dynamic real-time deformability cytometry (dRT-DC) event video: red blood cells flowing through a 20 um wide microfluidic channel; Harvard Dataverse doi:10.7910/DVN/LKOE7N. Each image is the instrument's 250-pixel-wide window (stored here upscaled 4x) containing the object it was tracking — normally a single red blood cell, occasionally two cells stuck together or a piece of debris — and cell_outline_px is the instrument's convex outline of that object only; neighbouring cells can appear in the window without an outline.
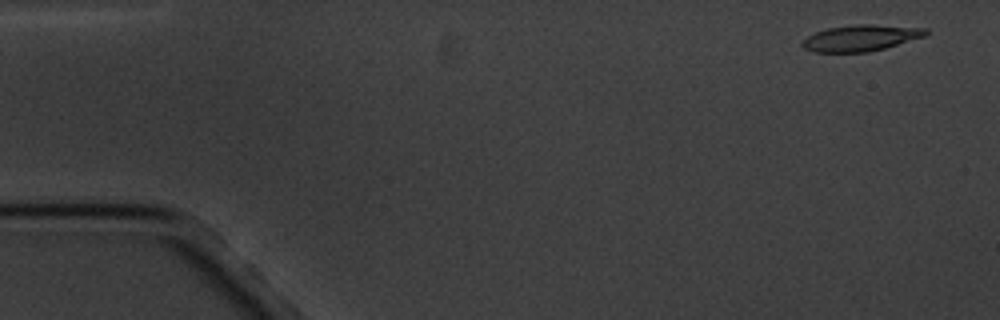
{"species": "common noctule bat (a hibernating species)", "species_latin": "Nyctalus noctula", "temperature_condition": "cold", "stored_images_in_passage": 4, "camera_frame_rate_fps": 3000, "um_per_image_px": 0.085, "animal": {"sex": "male", "body_mass_g": 20.1, "forearm_length_mm": 53.5}, "frame": {"image": 1, "passage_image": 1, "time_ms": 0.0, "image_size_px": [1000, 320], "cell_outline_px": [[928, 36], [884, 48], [868, 52], [812, 52], [804, 48], [800, 44], [808, 36], [816, 32], [828, 28], [856, 24], [872, 24], [928, 28]], "centroid_in_image_um": [73.21, 3.22], "position_along_channel_um": 11.8, "area_um2": 18.96}}
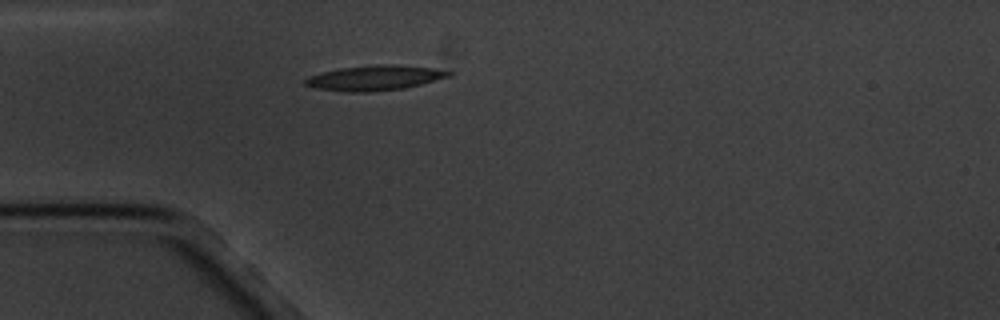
{"frame": {"image": 2, "passage_image": 4, "time_ms": 4.333, "image_size_px": [1000, 320], "cell_outline_px": [[456, 72], [452, 76], [404, 88], [368, 92], [344, 92], [316, 88], [304, 84], [304, 80], [308, 76], [340, 68], [376, 64], [396, 64], [432, 68]], "centroid_in_image_um": [31.88, 6.61], "position_along_channel_um": 53.1, "area_um2": 20.98}}